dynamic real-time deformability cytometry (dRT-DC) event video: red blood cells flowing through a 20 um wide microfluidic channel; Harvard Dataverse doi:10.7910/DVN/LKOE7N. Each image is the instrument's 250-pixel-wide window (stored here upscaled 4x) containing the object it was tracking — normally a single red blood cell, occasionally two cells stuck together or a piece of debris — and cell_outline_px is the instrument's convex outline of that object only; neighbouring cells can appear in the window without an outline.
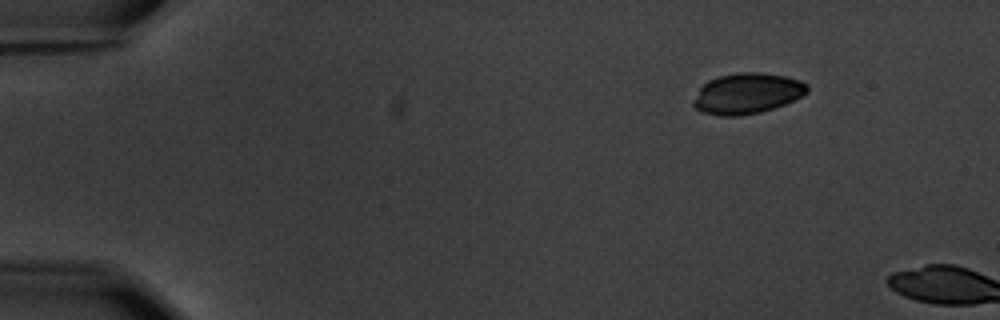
{"species": "common noctule bat (a hibernating species)", "species_latin": "Nyctalus noctula", "temperature_condition": "warm", "stored_images_in_passage": 2, "camera_frame_rate_fps": 3000, "um_per_image_px": 0.085, "animal": {"sex": "male", "body_mass_g": 20.1, "forearm_length_mm": 53.5}, "frame": {"image": 1, "passage_image": 1, "time_ms": 0.0, "image_size_px": [1000, 320], "cell_outline_px": [[808, 92], [784, 104], [760, 112], [740, 116], [720, 116], [704, 112], [696, 108], [692, 104], [692, 100], [700, 88], [708, 80], [720, 76], [736, 72], [760, 72], [788, 76], [800, 80], [808, 84]], "centroid_in_image_um": [63.5, 7.93], "position_along_channel_um": 21.5, "area_um2": 26.99}}